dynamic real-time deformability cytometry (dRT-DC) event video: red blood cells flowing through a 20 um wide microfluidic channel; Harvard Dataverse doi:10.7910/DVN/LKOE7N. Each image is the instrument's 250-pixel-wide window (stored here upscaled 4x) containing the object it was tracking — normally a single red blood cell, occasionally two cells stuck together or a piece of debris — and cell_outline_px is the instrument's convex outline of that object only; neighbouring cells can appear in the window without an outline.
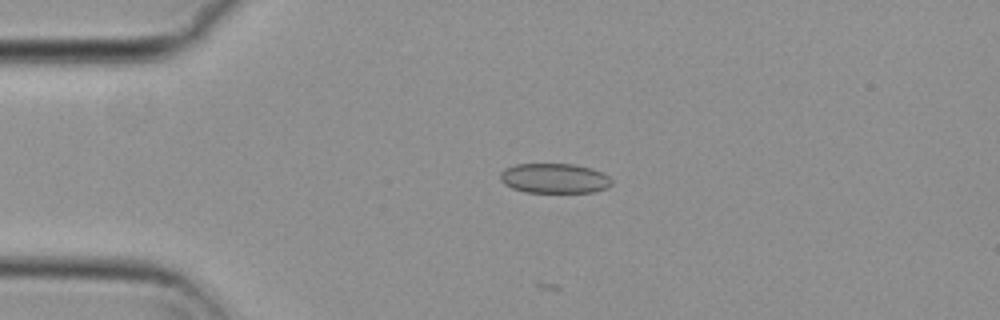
{"species": "common noctule bat (a hibernating species)", "species_latin": "Nyctalus noctula", "temperature_condition": "cold", "stored_images_in_passage": 45, "camera_frame_rate_fps": 3000, "um_per_image_px": 0.085, "animal": {"sex": "female", "body_mass_g": 29.2, "forearm_length_mm": 56.3}, "frame": {"image": 1, "passage_image": 12, "time_ms": 3.667, "image_size_px": [1000, 320], "cell_outline_px": [[612, 184], [608, 188], [596, 192], [524, 192], [512, 188], [504, 184], [500, 180], [500, 172], [504, 168], [516, 164], [572, 164], [592, 168], [608, 176], [612, 180]], "centroid_in_image_um": [47.12, 15.16], "position_along_channel_um": 37.9, "area_um2": 19.54}}
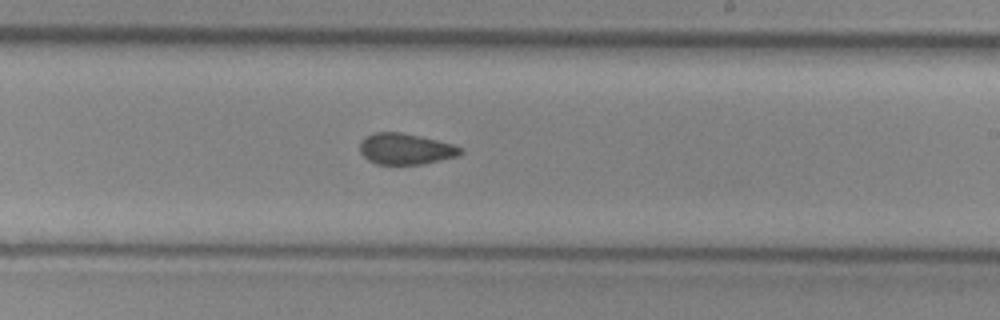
{"frame": {"image": 2, "passage_image": 32, "time_ms": 10.333, "image_size_px": [1000, 320], "cell_outline_px": [[464, 152], [460, 156], [424, 164], [376, 164], [368, 160], [360, 152], [360, 140], [376, 132], [400, 132], [420, 136], [452, 144], [460, 148]], "centroid_in_image_um": [34.48, 12.67], "position_along_channel_um": 254.5, "area_um2": 18.21}}
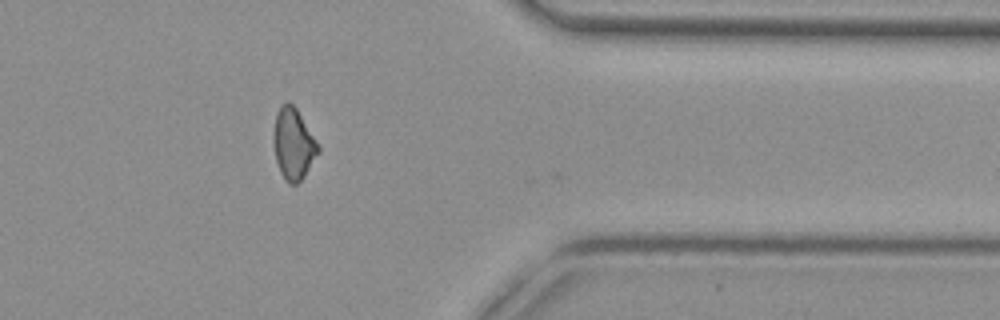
{"frame": {"image": 3, "passage_image": 44, "time_ms": 14.333, "image_size_px": [1000, 320], "cell_outline_px": [[320, 152], [304, 176], [296, 184], [288, 184], [284, 180], [280, 172], [276, 160], [272, 140], [272, 132], [276, 112], [288, 100], [296, 108], [320, 148]], "centroid_in_image_um": [24.9, 12.25], "position_along_channel_um": 386.5, "area_um2": 18.55}, "authors_computed_cell_mechanics": {"area_um2": 19.1318, "velocity_mm_per_s": 3.7269, "shape_relaxation_time_tau1_ms": null, "shape_relaxation_time_tau2_ms": 2.4556, "deformation_change_tau1": null, "deformation_change_tau2": 0.0749}}